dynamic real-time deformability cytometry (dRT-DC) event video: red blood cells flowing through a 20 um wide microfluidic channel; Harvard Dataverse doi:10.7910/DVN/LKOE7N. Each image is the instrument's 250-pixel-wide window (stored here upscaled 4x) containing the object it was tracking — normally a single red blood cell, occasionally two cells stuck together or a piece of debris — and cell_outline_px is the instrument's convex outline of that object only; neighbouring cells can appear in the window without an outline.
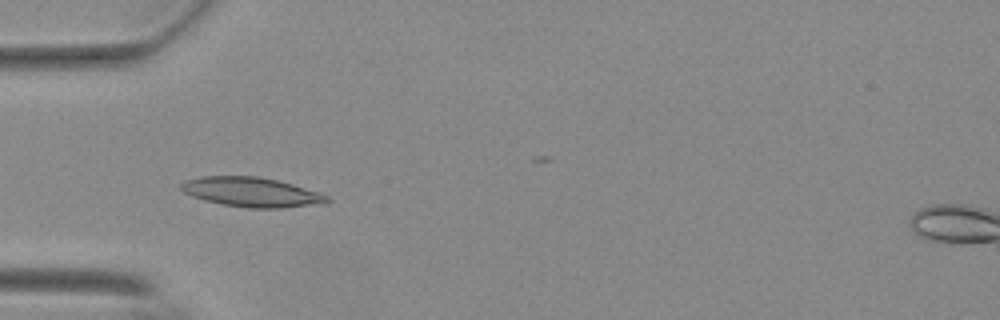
{"species": "Egyptian fruit bat (a non-hibernating species)", "species_latin": "Rousettus aegyptiacus", "temperature_condition": "warm", "stored_images_in_passage": 45, "camera_frame_rate_fps": 3000, "um_per_image_px": 0.085, "animal": {"sex": "female"}, "frame": {"image": 1, "passage_image": 18, "time_ms": 5.667, "image_size_px": [1000, 320], "cell_outline_px": [[332, 200], [328, 204], [280, 208], [248, 208], [220, 204], [204, 200], [192, 196], [184, 192], [180, 188], [180, 184], [188, 180], [200, 176], [256, 176], [276, 180], [292, 184], [328, 196]], "centroid_in_image_um": [21.4, 16.34], "position_along_channel_um": 63.6, "area_um2": 25.2}}
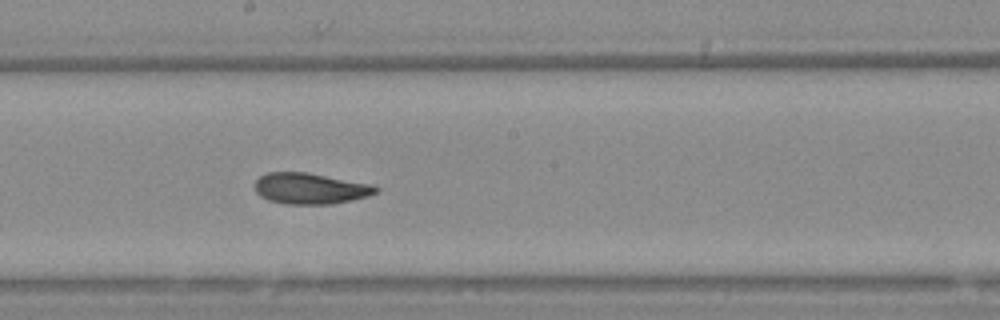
{"frame": {"image": 2, "passage_image": 31, "time_ms": 10.0, "image_size_px": [1000, 320], "cell_outline_px": [[380, 192], [368, 196], [352, 200], [332, 204], [284, 204], [268, 200], [260, 196], [256, 192], [256, 180], [260, 176], [268, 172], [308, 172], [372, 184], [380, 188]], "centroid_in_image_um": [26.41, 16.02], "position_along_channel_um": 221.8, "area_um2": 22.08}}
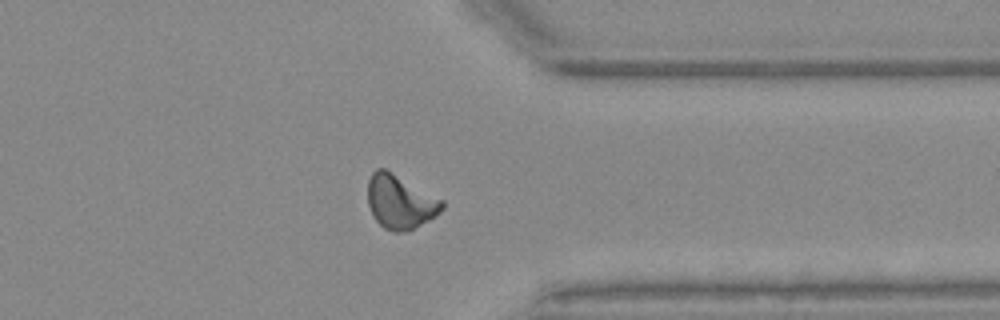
{"frame": {"image": 3, "passage_image": 44, "time_ms": 14.333, "image_size_px": [1000, 320], "cell_outline_px": [[444, 208], [440, 212], [428, 220], [408, 232], [392, 232], [384, 228], [376, 220], [368, 204], [368, 180], [372, 172], [376, 168], [384, 168], [444, 200]], "centroid_in_image_um": [34.01, 17.16], "position_along_channel_um": 377.4, "area_um2": 23.29}}